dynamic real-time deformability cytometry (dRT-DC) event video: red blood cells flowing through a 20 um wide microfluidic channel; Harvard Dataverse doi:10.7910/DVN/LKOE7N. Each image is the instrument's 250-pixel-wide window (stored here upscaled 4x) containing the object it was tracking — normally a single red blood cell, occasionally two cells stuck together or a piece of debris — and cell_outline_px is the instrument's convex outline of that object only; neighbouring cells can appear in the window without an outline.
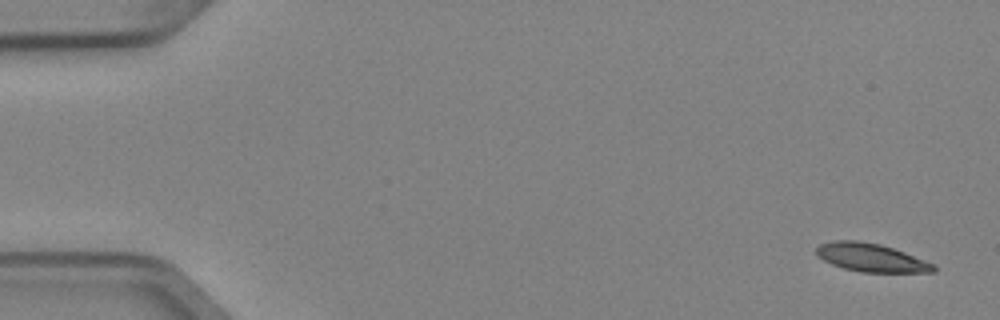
{"species": "Egyptian fruit bat (a non-hibernating species)", "species_latin": "Rousettus aegyptiacus", "temperature_condition": "cold", "stored_images_in_passage": 5, "camera_frame_rate_fps": 3000, "um_per_image_px": 0.085, "animal": {"sex": "female"}, "frame": {"image": 1, "passage_image": 1, "time_ms": 0.0, "image_size_px": [1000, 320], "cell_outline_px": [[936, 272], [860, 272], [844, 268], [832, 264], [816, 256], [816, 248], [820, 244], [832, 240], [856, 240], [880, 244], [904, 252], [936, 264]], "centroid_in_image_um": [74.04, 21.89], "position_along_channel_um": 11.0, "area_um2": 19.36}}
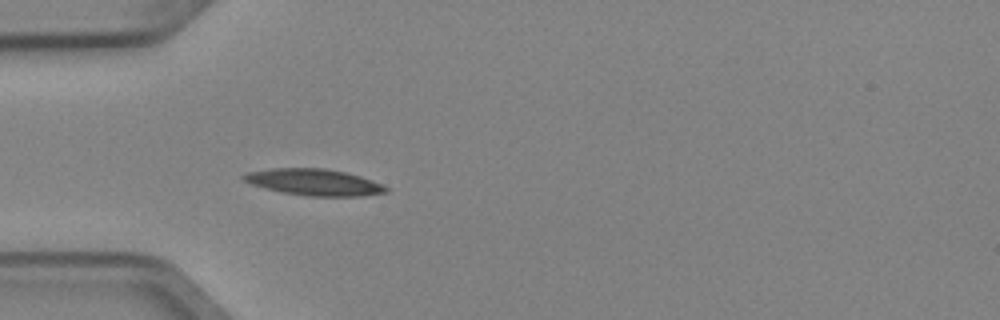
{"frame": {"image": 2, "passage_image": 5, "time_ms": 1.333, "image_size_px": [1000, 320], "cell_outline_px": [[388, 192], [360, 196], [308, 196], [280, 192], [264, 188], [252, 184], [244, 180], [240, 176], [244, 172], [272, 168], [324, 168], [344, 172], [360, 176], [372, 180], [388, 188]], "centroid_in_image_um": [26.64, 15.48], "position_along_channel_um": 58.4, "area_um2": 21.96}}